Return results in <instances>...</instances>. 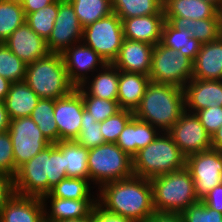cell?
<instances>
[{"label":"cell","mask_w":222,"mask_h":222,"mask_svg":"<svg viewBox=\"0 0 222 222\" xmlns=\"http://www.w3.org/2000/svg\"><path fill=\"white\" fill-rule=\"evenodd\" d=\"M97 204L106 212L143 222L155 213L150 179L132 176L103 184Z\"/></svg>","instance_id":"1"},{"label":"cell","mask_w":222,"mask_h":222,"mask_svg":"<svg viewBox=\"0 0 222 222\" xmlns=\"http://www.w3.org/2000/svg\"><path fill=\"white\" fill-rule=\"evenodd\" d=\"M64 178H67L64 155L56 143L50 144L18 168L14 176L15 193L43 198Z\"/></svg>","instance_id":"2"},{"label":"cell","mask_w":222,"mask_h":222,"mask_svg":"<svg viewBox=\"0 0 222 222\" xmlns=\"http://www.w3.org/2000/svg\"><path fill=\"white\" fill-rule=\"evenodd\" d=\"M185 112L184 89L172 84L150 81L134 117L160 132H168Z\"/></svg>","instance_id":"3"},{"label":"cell","mask_w":222,"mask_h":222,"mask_svg":"<svg viewBox=\"0 0 222 222\" xmlns=\"http://www.w3.org/2000/svg\"><path fill=\"white\" fill-rule=\"evenodd\" d=\"M186 156L179 150L168 132H161L156 139L132 157L133 175L151 179L185 168Z\"/></svg>","instance_id":"4"},{"label":"cell","mask_w":222,"mask_h":222,"mask_svg":"<svg viewBox=\"0 0 222 222\" xmlns=\"http://www.w3.org/2000/svg\"><path fill=\"white\" fill-rule=\"evenodd\" d=\"M150 182L155 212L182 213L200 201L186 168L151 178Z\"/></svg>","instance_id":"5"},{"label":"cell","mask_w":222,"mask_h":222,"mask_svg":"<svg viewBox=\"0 0 222 222\" xmlns=\"http://www.w3.org/2000/svg\"><path fill=\"white\" fill-rule=\"evenodd\" d=\"M24 81L40 97L56 100L76 87L70 82L60 53H49L28 64Z\"/></svg>","instance_id":"6"},{"label":"cell","mask_w":222,"mask_h":222,"mask_svg":"<svg viewBox=\"0 0 222 222\" xmlns=\"http://www.w3.org/2000/svg\"><path fill=\"white\" fill-rule=\"evenodd\" d=\"M89 181L98 189L105 183L124 180L133 176L132 157L116 143L106 142L88 153Z\"/></svg>","instance_id":"7"},{"label":"cell","mask_w":222,"mask_h":222,"mask_svg":"<svg viewBox=\"0 0 222 222\" xmlns=\"http://www.w3.org/2000/svg\"><path fill=\"white\" fill-rule=\"evenodd\" d=\"M193 61L161 43L152 52L150 81L172 84L181 88L192 79Z\"/></svg>","instance_id":"8"},{"label":"cell","mask_w":222,"mask_h":222,"mask_svg":"<svg viewBox=\"0 0 222 222\" xmlns=\"http://www.w3.org/2000/svg\"><path fill=\"white\" fill-rule=\"evenodd\" d=\"M124 39L122 21L115 12L83 28L82 42L106 63H113Z\"/></svg>","instance_id":"9"},{"label":"cell","mask_w":222,"mask_h":222,"mask_svg":"<svg viewBox=\"0 0 222 222\" xmlns=\"http://www.w3.org/2000/svg\"><path fill=\"white\" fill-rule=\"evenodd\" d=\"M7 131L12 140L15 174L21 165L51 144L30 116L11 119Z\"/></svg>","instance_id":"10"},{"label":"cell","mask_w":222,"mask_h":222,"mask_svg":"<svg viewBox=\"0 0 222 222\" xmlns=\"http://www.w3.org/2000/svg\"><path fill=\"white\" fill-rule=\"evenodd\" d=\"M185 168L194 182V191L201 200L222 183V151L210 149L186 157Z\"/></svg>","instance_id":"11"},{"label":"cell","mask_w":222,"mask_h":222,"mask_svg":"<svg viewBox=\"0 0 222 222\" xmlns=\"http://www.w3.org/2000/svg\"><path fill=\"white\" fill-rule=\"evenodd\" d=\"M83 27L69 0H58V14L53 30L46 40L50 53L62 54L70 46L82 41Z\"/></svg>","instance_id":"12"},{"label":"cell","mask_w":222,"mask_h":222,"mask_svg":"<svg viewBox=\"0 0 222 222\" xmlns=\"http://www.w3.org/2000/svg\"><path fill=\"white\" fill-rule=\"evenodd\" d=\"M168 133L186 157L212 149L211 136L196 114L185 111Z\"/></svg>","instance_id":"13"},{"label":"cell","mask_w":222,"mask_h":222,"mask_svg":"<svg viewBox=\"0 0 222 222\" xmlns=\"http://www.w3.org/2000/svg\"><path fill=\"white\" fill-rule=\"evenodd\" d=\"M84 103L75 88L64 97L54 100V120L58 127V142L76 140L81 130Z\"/></svg>","instance_id":"14"},{"label":"cell","mask_w":222,"mask_h":222,"mask_svg":"<svg viewBox=\"0 0 222 222\" xmlns=\"http://www.w3.org/2000/svg\"><path fill=\"white\" fill-rule=\"evenodd\" d=\"M61 55L68 78L75 87L83 84L95 71L107 64L98 53L82 41L70 46ZM88 72L92 74L88 75Z\"/></svg>","instance_id":"15"},{"label":"cell","mask_w":222,"mask_h":222,"mask_svg":"<svg viewBox=\"0 0 222 222\" xmlns=\"http://www.w3.org/2000/svg\"><path fill=\"white\" fill-rule=\"evenodd\" d=\"M183 89L186 112L195 114L201 109L222 106V80L192 78Z\"/></svg>","instance_id":"16"},{"label":"cell","mask_w":222,"mask_h":222,"mask_svg":"<svg viewBox=\"0 0 222 222\" xmlns=\"http://www.w3.org/2000/svg\"><path fill=\"white\" fill-rule=\"evenodd\" d=\"M4 43L27 65L50 53L46 40L33 31L26 22L18 27Z\"/></svg>","instance_id":"17"},{"label":"cell","mask_w":222,"mask_h":222,"mask_svg":"<svg viewBox=\"0 0 222 222\" xmlns=\"http://www.w3.org/2000/svg\"><path fill=\"white\" fill-rule=\"evenodd\" d=\"M154 46L124 39L113 65L120 71L149 75Z\"/></svg>","instance_id":"18"},{"label":"cell","mask_w":222,"mask_h":222,"mask_svg":"<svg viewBox=\"0 0 222 222\" xmlns=\"http://www.w3.org/2000/svg\"><path fill=\"white\" fill-rule=\"evenodd\" d=\"M121 21L125 39L145 42L152 46L161 42L165 14L132 17Z\"/></svg>","instance_id":"19"},{"label":"cell","mask_w":222,"mask_h":222,"mask_svg":"<svg viewBox=\"0 0 222 222\" xmlns=\"http://www.w3.org/2000/svg\"><path fill=\"white\" fill-rule=\"evenodd\" d=\"M47 200L50 202V209H47ZM42 201L44 203L45 222H58L62 220L90 217L97 205V199L75 200L43 197Z\"/></svg>","instance_id":"20"},{"label":"cell","mask_w":222,"mask_h":222,"mask_svg":"<svg viewBox=\"0 0 222 222\" xmlns=\"http://www.w3.org/2000/svg\"><path fill=\"white\" fill-rule=\"evenodd\" d=\"M42 198L15 195L0 212V222H45Z\"/></svg>","instance_id":"21"},{"label":"cell","mask_w":222,"mask_h":222,"mask_svg":"<svg viewBox=\"0 0 222 222\" xmlns=\"http://www.w3.org/2000/svg\"><path fill=\"white\" fill-rule=\"evenodd\" d=\"M192 78L222 80V37L201 45L193 61Z\"/></svg>","instance_id":"22"},{"label":"cell","mask_w":222,"mask_h":222,"mask_svg":"<svg viewBox=\"0 0 222 222\" xmlns=\"http://www.w3.org/2000/svg\"><path fill=\"white\" fill-rule=\"evenodd\" d=\"M159 133L151 124L133 117L124 127L116 144L133 157L140 149L153 142Z\"/></svg>","instance_id":"23"},{"label":"cell","mask_w":222,"mask_h":222,"mask_svg":"<svg viewBox=\"0 0 222 222\" xmlns=\"http://www.w3.org/2000/svg\"><path fill=\"white\" fill-rule=\"evenodd\" d=\"M149 82L148 75L120 71L117 94L120 108L134 112L139 106Z\"/></svg>","instance_id":"24"},{"label":"cell","mask_w":222,"mask_h":222,"mask_svg":"<svg viewBox=\"0 0 222 222\" xmlns=\"http://www.w3.org/2000/svg\"><path fill=\"white\" fill-rule=\"evenodd\" d=\"M39 100L40 97L25 81L11 83L4 100L9 119L31 116Z\"/></svg>","instance_id":"25"},{"label":"cell","mask_w":222,"mask_h":222,"mask_svg":"<svg viewBox=\"0 0 222 222\" xmlns=\"http://www.w3.org/2000/svg\"><path fill=\"white\" fill-rule=\"evenodd\" d=\"M120 70L112 63H107L95 75L88 78L80 87L89 95L101 99L117 101Z\"/></svg>","instance_id":"26"},{"label":"cell","mask_w":222,"mask_h":222,"mask_svg":"<svg viewBox=\"0 0 222 222\" xmlns=\"http://www.w3.org/2000/svg\"><path fill=\"white\" fill-rule=\"evenodd\" d=\"M165 17H185L193 20L218 18L217 8L203 0H163Z\"/></svg>","instance_id":"27"},{"label":"cell","mask_w":222,"mask_h":222,"mask_svg":"<svg viewBox=\"0 0 222 222\" xmlns=\"http://www.w3.org/2000/svg\"><path fill=\"white\" fill-rule=\"evenodd\" d=\"M56 147L64 155L65 170L68 178L89 180L88 153L89 149L80 146L75 140L59 141Z\"/></svg>","instance_id":"28"},{"label":"cell","mask_w":222,"mask_h":222,"mask_svg":"<svg viewBox=\"0 0 222 222\" xmlns=\"http://www.w3.org/2000/svg\"><path fill=\"white\" fill-rule=\"evenodd\" d=\"M165 21H168L175 28L186 29L191 37L201 44L213 42L221 37L218 18L193 20L185 17H165Z\"/></svg>","instance_id":"29"},{"label":"cell","mask_w":222,"mask_h":222,"mask_svg":"<svg viewBox=\"0 0 222 222\" xmlns=\"http://www.w3.org/2000/svg\"><path fill=\"white\" fill-rule=\"evenodd\" d=\"M160 43L165 47L182 53L192 61L195 60L202 45L195 38L191 37V34L186 29L175 28L168 21H165L163 25Z\"/></svg>","instance_id":"30"},{"label":"cell","mask_w":222,"mask_h":222,"mask_svg":"<svg viewBox=\"0 0 222 222\" xmlns=\"http://www.w3.org/2000/svg\"><path fill=\"white\" fill-rule=\"evenodd\" d=\"M112 9L120 19L164 14L163 0H112Z\"/></svg>","instance_id":"31"},{"label":"cell","mask_w":222,"mask_h":222,"mask_svg":"<svg viewBox=\"0 0 222 222\" xmlns=\"http://www.w3.org/2000/svg\"><path fill=\"white\" fill-rule=\"evenodd\" d=\"M84 28L113 13L112 0H69Z\"/></svg>","instance_id":"32"},{"label":"cell","mask_w":222,"mask_h":222,"mask_svg":"<svg viewBox=\"0 0 222 222\" xmlns=\"http://www.w3.org/2000/svg\"><path fill=\"white\" fill-rule=\"evenodd\" d=\"M30 117L51 144L58 143V127L54 120L53 99L40 98Z\"/></svg>","instance_id":"33"},{"label":"cell","mask_w":222,"mask_h":222,"mask_svg":"<svg viewBox=\"0 0 222 222\" xmlns=\"http://www.w3.org/2000/svg\"><path fill=\"white\" fill-rule=\"evenodd\" d=\"M92 183L88 179L64 178L56 184L49 194L44 197H56L62 199H97L91 196ZM92 197V198H91Z\"/></svg>","instance_id":"34"},{"label":"cell","mask_w":222,"mask_h":222,"mask_svg":"<svg viewBox=\"0 0 222 222\" xmlns=\"http://www.w3.org/2000/svg\"><path fill=\"white\" fill-rule=\"evenodd\" d=\"M26 22V15L21 4L0 0V42Z\"/></svg>","instance_id":"35"},{"label":"cell","mask_w":222,"mask_h":222,"mask_svg":"<svg viewBox=\"0 0 222 222\" xmlns=\"http://www.w3.org/2000/svg\"><path fill=\"white\" fill-rule=\"evenodd\" d=\"M58 14V0L38 11L26 16V23L40 37L47 40L53 30L56 16Z\"/></svg>","instance_id":"36"},{"label":"cell","mask_w":222,"mask_h":222,"mask_svg":"<svg viewBox=\"0 0 222 222\" xmlns=\"http://www.w3.org/2000/svg\"><path fill=\"white\" fill-rule=\"evenodd\" d=\"M27 64L18 58L5 43L0 42V76L11 83L24 81Z\"/></svg>","instance_id":"37"},{"label":"cell","mask_w":222,"mask_h":222,"mask_svg":"<svg viewBox=\"0 0 222 222\" xmlns=\"http://www.w3.org/2000/svg\"><path fill=\"white\" fill-rule=\"evenodd\" d=\"M76 88L82 95L85 110L95 118L96 122H103L121 110L118 101L89 96L80 86Z\"/></svg>","instance_id":"38"},{"label":"cell","mask_w":222,"mask_h":222,"mask_svg":"<svg viewBox=\"0 0 222 222\" xmlns=\"http://www.w3.org/2000/svg\"><path fill=\"white\" fill-rule=\"evenodd\" d=\"M100 128L101 122H96L95 118L84 108L81 130L75 141L87 149L106 143Z\"/></svg>","instance_id":"39"},{"label":"cell","mask_w":222,"mask_h":222,"mask_svg":"<svg viewBox=\"0 0 222 222\" xmlns=\"http://www.w3.org/2000/svg\"><path fill=\"white\" fill-rule=\"evenodd\" d=\"M134 117V112L121 109L115 115L101 122V133L105 142L116 143L126 124Z\"/></svg>","instance_id":"40"},{"label":"cell","mask_w":222,"mask_h":222,"mask_svg":"<svg viewBox=\"0 0 222 222\" xmlns=\"http://www.w3.org/2000/svg\"><path fill=\"white\" fill-rule=\"evenodd\" d=\"M181 215L183 222H222V213L210 208L202 200L190 205Z\"/></svg>","instance_id":"41"},{"label":"cell","mask_w":222,"mask_h":222,"mask_svg":"<svg viewBox=\"0 0 222 222\" xmlns=\"http://www.w3.org/2000/svg\"><path fill=\"white\" fill-rule=\"evenodd\" d=\"M0 172L15 176L13 146L8 131L0 133Z\"/></svg>","instance_id":"42"},{"label":"cell","mask_w":222,"mask_h":222,"mask_svg":"<svg viewBox=\"0 0 222 222\" xmlns=\"http://www.w3.org/2000/svg\"><path fill=\"white\" fill-rule=\"evenodd\" d=\"M195 114L211 137L222 126V106L201 109Z\"/></svg>","instance_id":"43"},{"label":"cell","mask_w":222,"mask_h":222,"mask_svg":"<svg viewBox=\"0 0 222 222\" xmlns=\"http://www.w3.org/2000/svg\"><path fill=\"white\" fill-rule=\"evenodd\" d=\"M14 195V177L0 172V212Z\"/></svg>","instance_id":"44"},{"label":"cell","mask_w":222,"mask_h":222,"mask_svg":"<svg viewBox=\"0 0 222 222\" xmlns=\"http://www.w3.org/2000/svg\"><path fill=\"white\" fill-rule=\"evenodd\" d=\"M91 222H133L132 220L103 210L98 204L91 215Z\"/></svg>","instance_id":"45"},{"label":"cell","mask_w":222,"mask_h":222,"mask_svg":"<svg viewBox=\"0 0 222 222\" xmlns=\"http://www.w3.org/2000/svg\"><path fill=\"white\" fill-rule=\"evenodd\" d=\"M201 200L210 208L222 213V183L211 189Z\"/></svg>","instance_id":"46"},{"label":"cell","mask_w":222,"mask_h":222,"mask_svg":"<svg viewBox=\"0 0 222 222\" xmlns=\"http://www.w3.org/2000/svg\"><path fill=\"white\" fill-rule=\"evenodd\" d=\"M143 222H183L181 213L155 212Z\"/></svg>","instance_id":"47"},{"label":"cell","mask_w":222,"mask_h":222,"mask_svg":"<svg viewBox=\"0 0 222 222\" xmlns=\"http://www.w3.org/2000/svg\"><path fill=\"white\" fill-rule=\"evenodd\" d=\"M55 0H25L22 4L25 15L38 11L39 9L44 8L45 6L50 5Z\"/></svg>","instance_id":"48"},{"label":"cell","mask_w":222,"mask_h":222,"mask_svg":"<svg viewBox=\"0 0 222 222\" xmlns=\"http://www.w3.org/2000/svg\"><path fill=\"white\" fill-rule=\"evenodd\" d=\"M10 119L3 101H0V133L9 129Z\"/></svg>","instance_id":"49"},{"label":"cell","mask_w":222,"mask_h":222,"mask_svg":"<svg viewBox=\"0 0 222 222\" xmlns=\"http://www.w3.org/2000/svg\"><path fill=\"white\" fill-rule=\"evenodd\" d=\"M212 149L222 151V126L211 137Z\"/></svg>","instance_id":"50"},{"label":"cell","mask_w":222,"mask_h":222,"mask_svg":"<svg viewBox=\"0 0 222 222\" xmlns=\"http://www.w3.org/2000/svg\"><path fill=\"white\" fill-rule=\"evenodd\" d=\"M11 82L5 79L4 77L0 76V101L5 100L7 93L9 92Z\"/></svg>","instance_id":"51"},{"label":"cell","mask_w":222,"mask_h":222,"mask_svg":"<svg viewBox=\"0 0 222 222\" xmlns=\"http://www.w3.org/2000/svg\"><path fill=\"white\" fill-rule=\"evenodd\" d=\"M217 15H218V20H219V31H220V35L222 37V3L217 8Z\"/></svg>","instance_id":"52"},{"label":"cell","mask_w":222,"mask_h":222,"mask_svg":"<svg viewBox=\"0 0 222 222\" xmlns=\"http://www.w3.org/2000/svg\"><path fill=\"white\" fill-rule=\"evenodd\" d=\"M58 222H91V216L90 217H85L82 219H69V220H62Z\"/></svg>","instance_id":"53"},{"label":"cell","mask_w":222,"mask_h":222,"mask_svg":"<svg viewBox=\"0 0 222 222\" xmlns=\"http://www.w3.org/2000/svg\"><path fill=\"white\" fill-rule=\"evenodd\" d=\"M203 1H207L211 4H213L216 8H218L220 6V4L222 3V0H203Z\"/></svg>","instance_id":"54"},{"label":"cell","mask_w":222,"mask_h":222,"mask_svg":"<svg viewBox=\"0 0 222 222\" xmlns=\"http://www.w3.org/2000/svg\"><path fill=\"white\" fill-rule=\"evenodd\" d=\"M8 2H11V3H17V4H23L25 0H6Z\"/></svg>","instance_id":"55"}]
</instances>
